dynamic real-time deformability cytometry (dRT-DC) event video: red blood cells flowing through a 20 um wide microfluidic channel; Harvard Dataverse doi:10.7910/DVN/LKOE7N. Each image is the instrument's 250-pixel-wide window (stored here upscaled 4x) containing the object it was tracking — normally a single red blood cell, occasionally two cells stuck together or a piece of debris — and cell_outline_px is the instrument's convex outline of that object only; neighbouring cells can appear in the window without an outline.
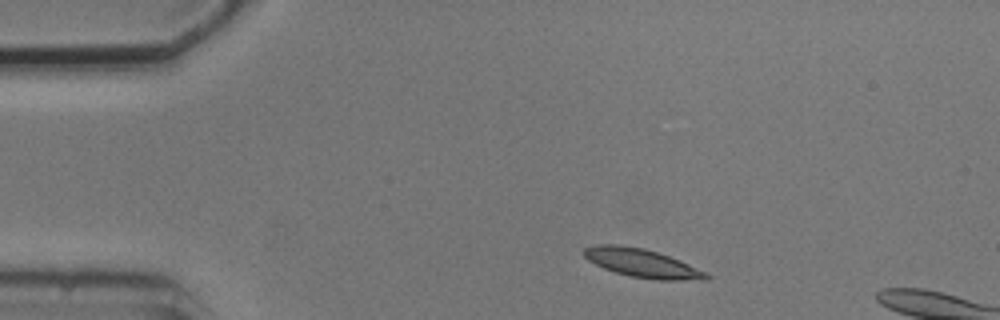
{"species": "common noctule bat (a hibernating species)", "species_latin": "Nyctalus noctula", "temperature_condition": "cold", "stored_images_in_passage": 4, "camera_frame_rate_fps": 3000, "um_per_image_px": 0.085, "animal": {"sex": "male", "body_mass_g": 20.5, "forearm_length_mm": 52.5}, "frame": {"image": 1, "passage_image": 1, "time_ms": 0.0, "image_size_px": [1000, 320], "cell_outline_px": [[712, 276], [704, 280], [656, 280], [628, 276], [604, 268], [588, 260], [584, 256], [584, 248], [596, 244], [620, 244], [644, 248], [680, 260]], "centroid_in_image_um": [54.55, 22.36], "position_along_channel_um": 30.5, "area_um2": 20.23}}